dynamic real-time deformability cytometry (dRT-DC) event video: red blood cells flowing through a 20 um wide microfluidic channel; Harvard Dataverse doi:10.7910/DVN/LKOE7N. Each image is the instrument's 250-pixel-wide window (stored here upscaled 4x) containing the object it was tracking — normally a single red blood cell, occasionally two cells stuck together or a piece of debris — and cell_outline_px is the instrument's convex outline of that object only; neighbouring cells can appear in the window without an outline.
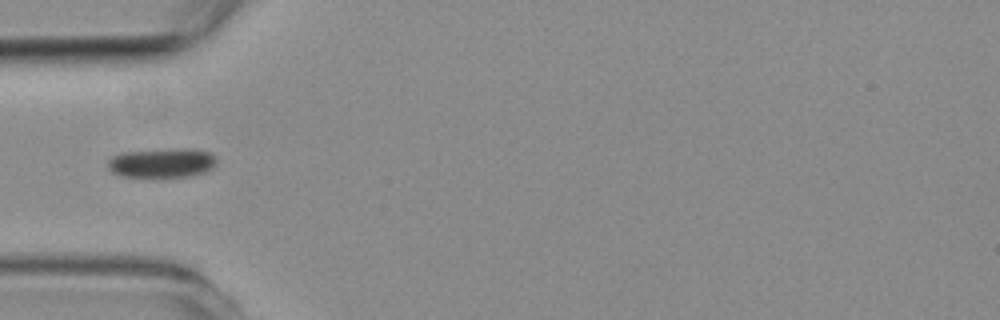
{"species": "common noctule bat (a hibernating species)", "species_latin": "Nyctalus noctula", "temperature_condition": "room temperature", "stored_images_in_passage": 3, "camera_frame_rate_fps": 3000, "um_per_image_px": 0.085, "animal": {"sex": "female", "body_mass_g": 19.3, "forearm_length_mm": 54.1}, "frame": {"image": 1, "passage_image": 1, "time_ms": 0.0, "image_size_px": [1000, 320], "cell_outline_px": [[216, 164], [212, 168], [204, 172], [188, 176], [120, 176], [112, 172], [108, 168], [108, 160], [112, 156], [120, 152], [188, 148], [212, 152], [216, 160]], "centroid_in_image_um": [13.76, 13.83], "position_along_channel_um": 71.2, "area_um2": 18.5}}
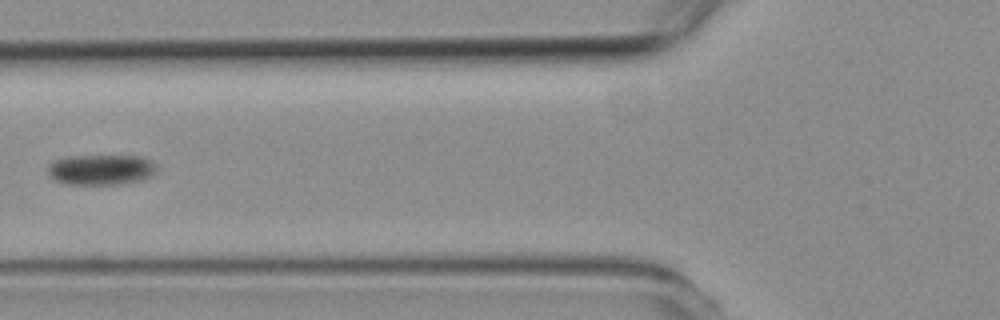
{"frame": {"image": 2, "passage_image": 2, "time_ms": 1.333, "image_size_px": [1000, 320], "cell_outline_px": [[156, 172], [152, 176], [140, 180], [120, 184], [64, 184], [56, 180], [48, 172], [48, 164], [52, 160], [68, 156], [140, 156], [152, 160], [156, 164]], "centroid_in_image_um": [8.6, 14.41], "position_along_channel_um": 117.2, "area_um2": 19.42}}
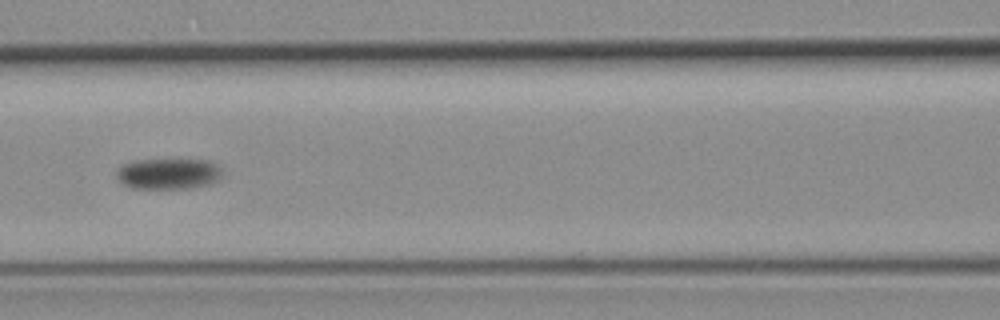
{"frame": {"image": 3, "passage_image": 3, "time_ms": 2.333, "image_size_px": [1000, 320], "cell_outline_px": [[224, 172], [216, 180], [208, 184], [188, 188], [128, 188], [116, 180], [116, 168], [120, 164], [132, 160], [208, 160], [216, 164]], "centroid_in_image_um": [14.22, 14.76], "position_along_channel_um": 152.4, "area_um2": 19.25}}